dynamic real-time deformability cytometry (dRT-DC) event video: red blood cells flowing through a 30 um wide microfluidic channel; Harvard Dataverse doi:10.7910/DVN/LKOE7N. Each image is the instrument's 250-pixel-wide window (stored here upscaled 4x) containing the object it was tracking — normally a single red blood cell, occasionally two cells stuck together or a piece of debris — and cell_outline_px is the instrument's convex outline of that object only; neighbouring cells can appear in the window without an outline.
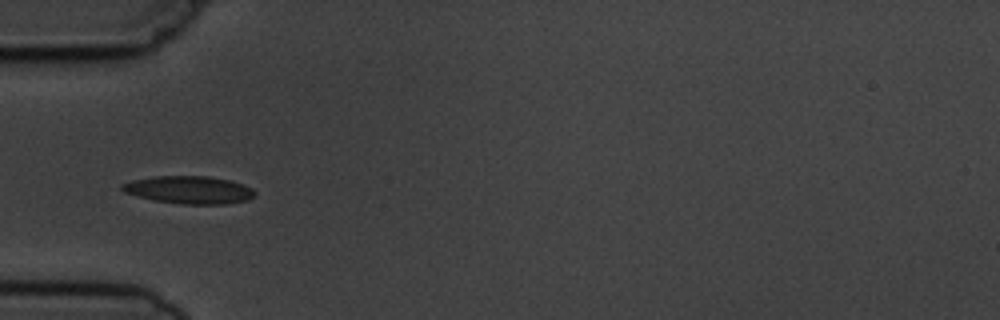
{"species": "common noctule bat (a hibernating species)", "species_latin": "Nyctalus noctula", "temperature_condition": "cold", "stored_images_in_passage": 7, "camera_frame_rate_fps": 3000, "um_per_image_px": 0.085, "animal": {"sex": "male", "body_mass_g": 19.5, "forearm_length_mm": 54.6}, "frame": {"image": 1, "passage_image": 5, "time_ms": 4.333, "image_size_px": [1000, 320], "cell_outline_px": [[256, 192], [248, 200], [224, 204], [180, 204], [156, 200], [136, 196], [124, 192], [120, 188], [120, 184], [132, 180], [152, 176], [208, 176], [228, 180], [252, 188]], "centroid_in_image_um": [16.02, 16.13], "position_along_channel_um": 69.0, "area_um2": 21.33}}
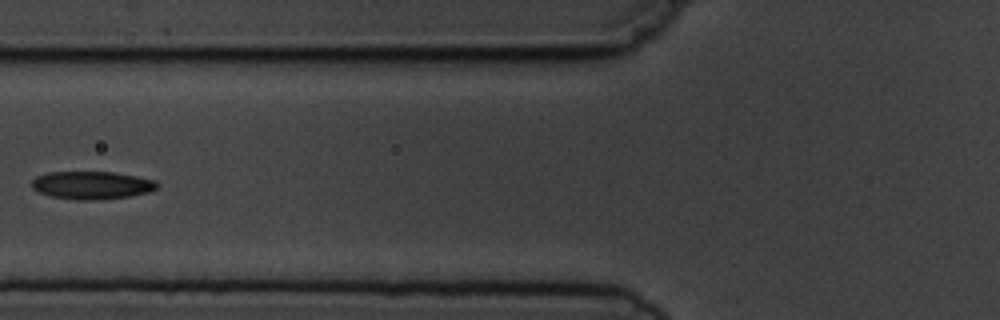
{"frame": {"image": 2, "passage_image": 6, "time_ms": 5.667, "image_size_px": [1000, 320], "cell_outline_px": [[160, 184], [156, 188], [148, 192], [132, 196], [96, 200], [76, 200], [52, 196], [40, 192], [32, 188], [32, 180], [36, 176], [48, 172], [112, 172], [136, 176], [156, 180]], "centroid_in_image_um": [7.82, 15.74], "position_along_channel_um": 118.0, "area_um2": 20.4}}
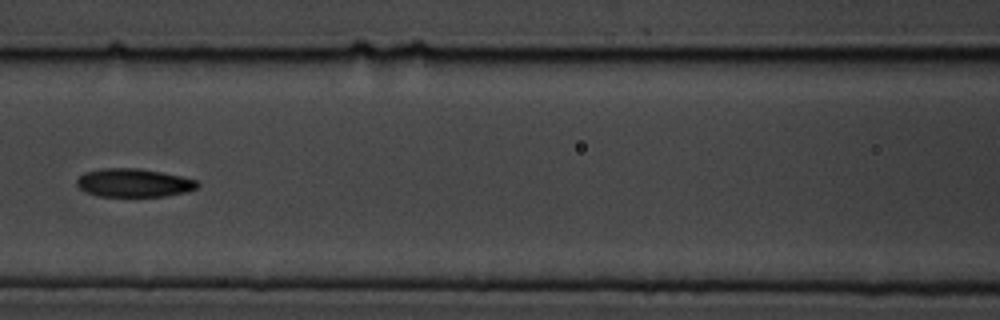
{"frame": {"image": 3, "passage_image": 7, "time_ms": 6.667, "image_size_px": [1000, 320], "cell_outline_px": [[200, 184], [196, 188], [188, 192], [164, 196], [96, 196], [80, 188], [76, 184], [76, 180], [84, 172], [104, 168], [140, 168], [180, 176], [196, 180]], "centroid_in_image_um": [11.37, 15.54], "position_along_channel_um": 155.2, "area_um2": 19.88}}